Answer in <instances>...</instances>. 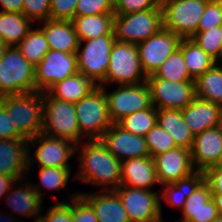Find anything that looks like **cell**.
I'll return each instance as SVG.
<instances>
[{
	"mask_svg": "<svg viewBox=\"0 0 222 222\" xmlns=\"http://www.w3.org/2000/svg\"><path fill=\"white\" fill-rule=\"evenodd\" d=\"M97 85L88 77L77 72L51 86L46 92L57 98L75 104L87 96Z\"/></svg>",
	"mask_w": 222,
	"mask_h": 222,
	"instance_id": "26",
	"label": "cell"
},
{
	"mask_svg": "<svg viewBox=\"0 0 222 222\" xmlns=\"http://www.w3.org/2000/svg\"><path fill=\"white\" fill-rule=\"evenodd\" d=\"M160 185L173 183L196 172L191 160V150L177 147L154 158Z\"/></svg>",
	"mask_w": 222,
	"mask_h": 222,
	"instance_id": "18",
	"label": "cell"
},
{
	"mask_svg": "<svg viewBox=\"0 0 222 222\" xmlns=\"http://www.w3.org/2000/svg\"><path fill=\"white\" fill-rule=\"evenodd\" d=\"M146 83L150 89L152 104L158 110H182L196 97L194 81L174 82L157 78L153 74L147 77Z\"/></svg>",
	"mask_w": 222,
	"mask_h": 222,
	"instance_id": "13",
	"label": "cell"
},
{
	"mask_svg": "<svg viewBox=\"0 0 222 222\" xmlns=\"http://www.w3.org/2000/svg\"><path fill=\"white\" fill-rule=\"evenodd\" d=\"M144 137L151 158L177 148L171 135L159 124H156Z\"/></svg>",
	"mask_w": 222,
	"mask_h": 222,
	"instance_id": "38",
	"label": "cell"
},
{
	"mask_svg": "<svg viewBox=\"0 0 222 222\" xmlns=\"http://www.w3.org/2000/svg\"><path fill=\"white\" fill-rule=\"evenodd\" d=\"M33 25L22 13L0 11V35L8 47H16Z\"/></svg>",
	"mask_w": 222,
	"mask_h": 222,
	"instance_id": "32",
	"label": "cell"
},
{
	"mask_svg": "<svg viewBox=\"0 0 222 222\" xmlns=\"http://www.w3.org/2000/svg\"><path fill=\"white\" fill-rule=\"evenodd\" d=\"M0 173L15 180L28 174V139H0Z\"/></svg>",
	"mask_w": 222,
	"mask_h": 222,
	"instance_id": "20",
	"label": "cell"
},
{
	"mask_svg": "<svg viewBox=\"0 0 222 222\" xmlns=\"http://www.w3.org/2000/svg\"><path fill=\"white\" fill-rule=\"evenodd\" d=\"M157 113L156 107H149L125 116L117 124L131 134L145 136L157 124Z\"/></svg>",
	"mask_w": 222,
	"mask_h": 222,
	"instance_id": "35",
	"label": "cell"
},
{
	"mask_svg": "<svg viewBox=\"0 0 222 222\" xmlns=\"http://www.w3.org/2000/svg\"><path fill=\"white\" fill-rule=\"evenodd\" d=\"M154 75L157 78L174 82L194 81V79L189 75L180 48L167 57Z\"/></svg>",
	"mask_w": 222,
	"mask_h": 222,
	"instance_id": "36",
	"label": "cell"
},
{
	"mask_svg": "<svg viewBox=\"0 0 222 222\" xmlns=\"http://www.w3.org/2000/svg\"><path fill=\"white\" fill-rule=\"evenodd\" d=\"M106 93L109 115L112 123H117L122 118L134 112L154 107L150 89L145 82L137 84L116 85L114 89L107 90V86H101Z\"/></svg>",
	"mask_w": 222,
	"mask_h": 222,
	"instance_id": "11",
	"label": "cell"
},
{
	"mask_svg": "<svg viewBox=\"0 0 222 222\" xmlns=\"http://www.w3.org/2000/svg\"><path fill=\"white\" fill-rule=\"evenodd\" d=\"M21 217L17 219L15 216L11 215L8 212L0 211V222H23V219L20 221Z\"/></svg>",
	"mask_w": 222,
	"mask_h": 222,
	"instance_id": "50",
	"label": "cell"
},
{
	"mask_svg": "<svg viewBox=\"0 0 222 222\" xmlns=\"http://www.w3.org/2000/svg\"><path fill=\"white\" fill-rule=\"evenodd\" d=\"M146 79L137 45L115 41L110 53L106 78L98 86L137 84L145 82Z\"/></svg>",
	"mask_w": 222,
	"mask_h": 222,
	"instance_id": "6",
	"label": "cell"
},
{
	"mask_svg": "<svg viewBox=\"0 0 222 222\" xmlns=\"http://www.w3.org/2000/svg\"><path fill=\"white\" fill-rule=\"evenodd\" d=\"M212 199L217 207L218 214L222 216V194H212Z\"/></svg>",
	"mask_w": 222,
	"mask_h": 222,
	"instance_id": "51",
	"label": "cell"
},
{
	"mask_svg": "<svg viewBox=\"0 0 222 222\" xmlns=\"http://www.w3.org/2000/svg\"><path fill=\"white\" fill-rule=\"evenodd\" d=\"M114 13L113 0H78L75 16Z\"/></svg>",
	"mask_w": 222,
	"mask_h": 222,
	"instance_id": "41",
	"label": "cell"
},
{
	"mask_svg": "<svg viewBox=\"0 0 222 222\" xmlns=\"http://www.w3.org/2000/svg\"><path fill=\"white\" fill-rule=\"evenodd\" d=\"M76 158L78 165L75 166L78 169L73 181L90 184L91 189L99 187L100 191L115 190L121 185L122 162L112 155L100 139L84 140L77 144Z\"/></svg>",
	"mask_w": 222,
	"mask_h": 222,
	"instance_id": "1",
	"label": "cell"
},
{
	"mask_svg": "<svg viewBox=\"0 0 222 222\" xmlns=\"http://www.w3.org/2000/svg\"><path fill=\"white\" fill-rule=\"evenodd\" d=\"M22 56L36 67L45 54L50 50L43 30L37 26L31 28L24 39L16 46Z\"/></svg>",
	"mask_w": 222,
	"mask_h": 222,
	"instance_id": "34",
	"label": "cell"
},
{
	"mask_svg": "<svg viewBox=\"0 0 222 222\" xmlns=\"http://www.w3.org/2000/svg\"><path fill=\"white\" fill-rule=\"evenodd\" d=\"M209 0H161L163 27L181 38L198 32L199 21Z\"/></svg>",
	"mask_w": 222,
	"mask_h": 222,
	"instance_id": "9",
	"label": "cell"
},
{
	"mask_svg": "<svg viewBox=\"0 0 222 222\" xmlns=\"http://www.w3.org/2000/svg\"><path fill=\"white\" fill-rule=\"evenodd\" d=\"M114 191L119 195L130 222H155L163 218L159 190L120 185Z\"/></svg>",
	"mask_w": 222,
	"mask_h": 222,
	"instance_id": "12",
	"label": "cell"
},
{
	"mask_svg": "<svg viewBox=\"0 0 222 222\" xmlns=\"http://www.w3.org/2000/svg\"><path fill=\"white\" fill-rule=\"evenodd\" d=\"M2 12L22 13L23 0H0Z\"/></svg>",
	"mask_w": 222,
	"mask_h": 222,
	"instance_id": "48",
	"label": "cell"
},
{
	"mask_svg": "<svg viewBox=\"0 0 222 222\" xmlns=\"http://www.w3.org/2000/svg\"><path fill=\"white\" fill-rule=\"evenodd\" d=\"M76 145L71 140L52 137L42 132L28 139L27 176H33L31 172L36 165L39 167L72 168L70 160L74 155L76 156Z\"/></svg>",
	"mask_w": 222,
	"mask_h": 222,
	"instance_id": "2",
	"label": "cell"
},
{
	"mask_svg": "<svg viewBox=\"0 0 222 222\" xmlns=\"http://www.w3.org/2000/svg\"><path fill=\"white\" fill-rule=\"evenodd\" d=\"M42 133L80 144L86 140L79 131L73 103L51 97L43 92Z\"/></svg>",
	"mask_w": 222,
	"mask_h": 222,
	"instance_id": "5",
	"label": "cell"
},
{
	"mask_svg": "<svg viewBox=\"0 0 222 222\" xmlns=\"http://www.w3.org/2000/svg\"><path fill=\"white\" fill-rule=\"evenodd\" d=\"M211 222H222V216L218 215L215 219H213Z\"/></svg>",
	"mask_w": 222,
	"mask_h": 222,
	"instance_id": "54",
	"label": "cell"
},
{
	"mask_svg": "<svg viewBox=\"0 0 222 222\" xmlns=\"http://www.w3.org/2000/svg\"><path fill=\"white\" fill-rule=\"evenodd\" d=\"M77 72L76 53L49 50L35 67L36 90L46 92L57 82Z\"/></svg>",
	"mask_w": 222,
	"mask_h": 222,
	"instance_id": "14",
	"label": "cell"
},
{
	"mask_svg": "<svg viewBox=\"0 0 222 222\" xmlns=\"http://www.w3.org/2000/svg\"><path fill=\"white\" fill-rule=\"evenodd\" d=\"M220 128L222 130V112H221Z\"/></svg>",
	"mask_w": 222,
	"mask_h": 222,
	"instance_id": "58",
	"label": "cell"
},
{
	"mask_svg": "<svg viewBox=\"0 0 222 222\" xmlns=\"http://www.w3.org/2000/svg\"><path fill=\"white\" fill-rule=\"evenodd\" d=\"M222 151V130L215 126L194 136L191 160L196 171L204 172L215 166Z\"/></svg>",
	"mask_w": 222,
	"mask_h": 222,
	"instance_id": "19",
	"label": "cell"
},
{
	"mask_svg": "<svg viewBox=\"0 0 222 222\" xmlns=\"http://www.w3.org/2000/svg\"><path fill=\"white\" fill-rule=\"evenodd\" d=\"M100 141L119 161L150 156L144 136L131 134L113 123Z\"/></svg>",
	"mask_w": 222,
	"mask_h": 222,
	"instance_id": "16",
	"label": "cell"
},
{
	"mask_svg": "<svg viewBox=\"0 0 222 222\" xmlns=\"http://www.w3.org/2000/svg\"><path fill=\"white\" fill-rule=\"evenodd\" d=\"M3 105V96H0V108L2 107Z\"/></svg>",
	"mask_w": 222,
	"mask_h": 222,
	"instance_id": "57",
	"label": "cell"
},
{
	"mask_svg": "<svg viewBox=\"0 0 222 222\" xmlns=\"http://www.w3.org/2000/svg\"><path fill=\"white\" fill-rule=\"evenodd\" d=\"M163 28L161 4L152 10L116 14L111 22V34L115 41L141 43Z\"/></svg>",
	"mask_w": 222,
	"mask_h": 222,
	"instance_id": "3",
	"label": "cell"
},
{
	"mask_svg": "<svg viewBox=\"0 0 222 222\" xmlns=\"http://www.w3.org/2000/svg\"><path fill=\"white\" fill-rule=\"evenodd\" d=\"M2 107L10 114L16 129L30 139L42 132L43 93H29L3 96Z\"/></svg>",
	"mask_w": 222,
	"mask_h": 222,
	"instance_id": "4",
	"label": "cell"
},
{
	"mask_svg": "<svg viewBox=\"0 0 222 222\" xmlns=\"http://www.w3.org/2000/svg\"><path fill=\"white\" fill-rule=\"evenodd\" d=\"M181 40L180 36L163 27L137 44L142 68L147 77L155 74L167 57L179 48Z\"/></svg>",
	"mask_w": 222,
	"mask_h": 222,
	"instance_id": "15",
	"label": "cell"
},
{
	"mask_svg": "<svg viewBox=\"0 0 222 222\" xmlns=\"http://www.w3.org/2000/svg\"><path fill=\"white\" fill-rule=\"evenodd\" d=\"M194 82L196 97L222 106V63H216Z\"/></svg>",
	"mask_w": 222,
	"mask_h": 222,
	"instance_id": "33",
	"label": "cell"
},
{
	"mask_svg": "<svg viewBox=\"0 0 222 222\" xmlns=\"http://www.w3.org/2000/svg\"><path fill=\"white\" fill-rule=\"evenodd\" d=\"M31 179V177L27 176L26 178L16 180L10 187L9 193L3 199L6 202L5 204L10 207V210L7 212H11L10 214L16 218L24 216L26 219L33 218L32 220H36L40 218L42 210H44V201L32 187ZM26 180L27 182H24Z\"/></svg>",
	"mask_w": 222,
	"mask_h": 222,
	"instance_id": "17",
	"label": "cell"
},
{
	"mask_svg": "<svg viewBox=\"0 0 222 222\" xmlns=\"http://www.w3.org/2000/svg\"><path fill=\"white\" fill-rule=\"evenodd\" d=\"M179 48L189 75L194 80L217 63L191 38H182Z\"/></svg>",
	"mask_w": 222,
	"mask_h": 222,
	"instance_id": "31",
	"label": "cell"
},
{
	"mask_svg": "<svg viewBox=\"0 0 222 222\" xmlns=\"http://www.w3.org/2000/svg\"><path fill=\"white\" fill-rule=\"evenodd\" d=\"M164 222H166V220L164 221ZM171 222V221H170ZM174 222H190L189 220H183V219H181V220H177V221H174Z\"/></svg>",
	"mask_w": 222,
	"mask_h": 222,
	"instance_id": "56",
	"label": "cell"
},
{
	"mask_svg": "<svg viewBox=\"0 0 222 222\" xmlns=\"http://www.w3.org/2000/svg\"><path fill=\"white\" fill-rule=\"evenodd\" d=\"M79 193L95 211L98 222H130L126 209L114 190Z\"/></svg>",
	"mask_w": 222,
	"mask_h": 222,
	"instance_id": "23",
	"label": "cell"
},
{
	"mask_svg": "<svg viewBox=\"0 0 222 222\" xmlns=\"http://www.w3.org/2000/svg\"><path fill=\"white\" fill-rule=\"evenodd\" d=\"M73 168H58V167H39L38 179L39 182L31 183L32 187L38 192L40 198L44 201L45 191H62L63 189L67 193V200H71L77 197L79 192H69L68 184L70 181ZM67 186V187H66ZM45 189V190H44ZM70 193V194H69Z\"/></svg>",
	"mask_w": 222,
	"mask_h": 222,
	"instance_id": "28",
	"label": "cell"
},
{
	"mask_svg": "<svg viewBox=\"0 0 222 222\" xmlns=\"http://www.w3.org/2000/svg\"><path fill=\"white\" fill-rule=\"evenodd\" d=\"M37 24L44 32L50 50L77 52L80 41L71 20L48 19Z\"/></svg>",
	"mask_w": 222,
	"mask_h": 222,
	"instance_id": "24",
	"label": "cell"
},
{
	"mask_svg": "<svg viewBox=\"0 0 222 222\" xmlns=\"http://www.w3.org/2000/svg\"><path fill=\"white\" fill-rule=\"evenodd\" d=\"M215 166L222 167V151H221L220 157H219V159L217 161V164Z\"/></svg>",
	"mask_w": 222,
	"mask_h": 222,
	"instance_id": "52",
	"label": "cell"
},
{
	"mask_svg": "<svg viewBox=\"0 0 222 222\" xmlns=\"http://www.w3.org/2000/svg\"><path fill=\"white\" fill-rule=\"evenodd\" d=\"M35 67L15 46L6 48L0 60V96L34 92Z\"/></svg>",
	"mask_w": 222,
	"mask_h": 222,
	"instance_id": "7",
	"label": "cell"
},
{
	"mask_svg": "<svg viewBox=\"0 0 222 222\" xmlns=\"http://www.w3.org/2000/svg\"><path fill=\"white\" fill-rule=\"evenodd\" d=\"M6 48L7 47H0V60L3 58Z\"/></svg>",
	"mask_w": 222,
	"mask_h": 222,
	"instance_id": "53",
	"label": "cell"
},
{
	"mask_svg": "<svg viewBox=\"0 0 222 222\" xmlns=\"http://www.w3.org/2000/svg\"><path fill=\"white\" fill-rule=\"evenodd\" d=\"M163 220H164V219L161 218V219H159V220H157V221H155V222H164Z\"/></svg>",
	"mask_w": 222,
	"mask_h": 222,
	"instance_id": "60",
	"label": "cell"
},
{
	"mask_svg": "<svg viewBox=\"0 0 222 222\" xmlns=\"http://www.w3.org/2000/svg\"><path fill=\"white\" fill-rule=\"evenodd\" d=\"M114 42L112 35L79 42L76 52L78 72L90 78L97 86L106 78Z\"/></svg>",
	"mask_w": 222,
	"mask_h": 222,
	"instance_id": "10",
	"label": "cell"
},
{
	"mask_svg": "<svg viewBox=\"0 0 222 222\" xmlns=\"http://www.w3.org/2000/svg\"><path fill=\"white\" fill-rule=\"evenodd\" d=\"M78 0H50V20H72Z\"/></svg>",
	"mask_w": 222,
	"mask_h": 222,
	"instance_id": "45",
	"label": "cell"
},
{
	"mask_svg": "<svg viewBox=\"0 0 222 222\" xmlns=\"http://www.w3.org/2000/svg\"><path fill=\"white\" fill-rule=\"evenodd\" d=\"M191 39L217 63H222V26H215L207 31H198Z\"/></svg>",
	"mask_w": 222,
	"mask_h": 222,
	"instance_id": "37",
	"label": "cell"
},
{
	"mask_svg": "<svg viewBox=\"0 0 222 222\" xmlns=\"http://www.w3.org/2000/svg\"><path fill=\"white\" fill-rule=\"evenodd\" d=\"M72 222H98L91 205L79 194L71 199Z\"/></svg>",
	"mask_w": 222,
	"mask_h": 222,
	"instance_id": "44",
	"label": "cell"
},
{
	"mask_svg": "<svg viewBox=\"0 0 222 222\" xmlns=\"http://www.w3.org/2000/svg\"><path fill=\"white\" fill-rule=\"evenodd\" d=\"M56 204L50 205L45 214L42 211L40 219L43 222H72L71 200H57Z\"/></svg>",
	"mask_w": 222,
	"mask_h": 222,
	"instance_id": "42",
	"label": "cell"
},
{
	"mask_svg": "<svg viewBox=\"0 0 222 222\" xmlns=\"http://www.w3.org/2000/svg\"><path fill=\"white\" fill-rule=\"evenodd\" d=\"M0 139H26L11 121L10 114L0 108Z\"/></svg>",
	"mask_w": 222,
	"mask_h": 222,
	"instance_id": "46",
	"label": "cell"
},
{
	"mask_svg": "<svg viewBox=\"0 0 222 222\" xmlns=\"http://www.w3.org/2000/svg\"><path fill=\"white\" fill-rule=\"evenodd\" d=\"M33 222H43V221L39 218V219L33 220Z\"/></svg>",
	"mask_w": 222,
	"mask_h": 222,
	"instance_id": "59",
	"label": "cell"
},
{
	"mask_svg": "<svg viewBox=\"0 0 222 222\" xmlns=\"http://www.w3.org/2000/svg\"><path fill=\"white\" fill-rule=\"evenodd\" d=\"M114 13L75 16L71 21L79 41L90 40L99 36L112 35L111 22Z\"/></svg>",
	"mask_w": 222,
	"mask_h": 222,
	"instance_id": "30",
	"label": "cell"
},
{
	"mask_svg": "<svg viewBox=\"0 0 222 222\" xmlns=\"http://www.w3.org/2000/svg\"><path fill=\"white\" fill-rule=\"evenodd\" d=\"M80 134L86 140L100 139L113 124L109 115L105 90L95 87L74 104Z\"/></svg>",
	"mask_w": 222,
	"mask_h": 222,
	"instance_id": "8",
	"label": "cell"
},
{
	"mask_svg": "<svg viewBox=\"0 0 222 222\" xmlns=\"http://www.w3.org/2000/svg\"><path fill=\"white\" fill-rule=\"evenodd\" d=\"M181 112L194 136L208 128L220 126L222 106L208 100L195 97Z\"/></svg>",
	"mask_w": 222,
	"mask_h": 222,
	"instance_id": "21",
	"label": "cell"
},
{
	"mask_svg": "<svg viewBox=\"0 0 222 222\" xmlns=\"http://www.w3.org/2000/svg\"><path fill=\"white\" fill-rule=\"evenodd\" d=\"M161 0H115L114 15L156 9Z\"/></svg>",
	"mask_w": 222,
	"mask_h": 222,
	"instance_id": "43",
	"label": "cell"
},
{
	"mask_svg": "<svg viewBox=\"0 0 222 222\" xmlns=\"http://www.w3.org/2000/svg\"><path fill=\"white\" fill-rule=\"evenodd\" d=\"M157 124L171 135L177 147L191 150L194 142V135L186 125L181 110H158Z\"/></svg>",
	"mask_w": 222,
	"mask_h": 222,
	"instance_id": "29",
	"label": "cell"
},
{
	"mask_svg": "<svg viewBox=\"0 0 222 222\" xmlns=\"http://www.w3.org/2000/svg\"><path fill=\"white\" fill-rule=\"evenodd\" d=\"M203 181L204 172L196 171L184 179L174 181L173 183L162 184V190L160 191V205H162L163 199V201L167 202L170 207H176L181 211L187 198Z\"/></svg>",
	"mask_w": 222,
	"mask_h": 222,
	"instance_id": "27",
	"label": "cell"
},
{
	"mask_svg": "<svg viewBox=\"0 0 222 222\" xmlns=\"http://www.w3.org/2000/svg\"><path fill=\"white\" fill-rule=\"evenodd\" d=\"M15 181L13 177L0 173V200L9 193L10 187Z\"/></svg>",
	"mask_w": 222,
	"mask_h": 222,
	"instance_id": "49",
	"label": "cell"
},
{
	"mask_svg": "<svg viewBox=\"0 0 222 222\" xmlns=\"http://www.w3.org/2000/svg\"><path fill=\"white\" fill-rule=\"evenodd\" d=\"M222 26V0H209L199 21L198 31Z\"/></svg>",
	"mask_w": 222,
	"mask_h": 222,
	"instance_id": "39",
	"label": "cell"
},
{
	"mask_svg": "<svg viewBox=\"0 0 222 222\" xmlns=\"http://www.w3.org/2000/svg\"><path fill=\"white\" fill-rule=\"evenodd\" d=\"M181 213V219L190 222H211L219 215L210 187L205 181L187 198Z\"/></svg>",
	"mask_w": 222,
	"mask_h": 222,
	"instance_id": "25",
	"label": "cell"
},
{
	"mask_svg": "<svg viewBox=\"0 0 222 222\" xmlns=\"http://www.w3.org/2000/svg\"><path fill=\"white\" fill-rule=\"evenodd\" d=\"M22 14L33 23L48 20L50 17V0H23Z\"/></svg>",
	"mask_w": 222,
	"mask_h": 222,
	"instance_id": "40",
	"label": "cell"
},
{
	"mask_svg": "<svg viewBox=\"0 0 222 222\" xmlns=\"http://www.w3.org/2000/svg\"><path fill=\"white\" fill-rule=\"evenodd\" d=\"M204 181L212 194H222V167L212 166L204 171Z\"/></svg>",
	"mask_w": 222,
	"mask_h": 222,
	"instance_id": "47",
	"label": "cell"
},
{
	"mask_svg": "<svg viewBox=\"0 0 222 222\" xmlns=\"http://www.w3.org/2000/svg\"><path fill=\"white\" fill-rule=\"evenodd\" d=\"M0 47H8V46H6V44H5L1 35H0Z\"/></svg>",
	"mask_w": 222,
	"mask_h": 222,
	"instance_id": "55",
	"label": "cell"
},
{
	"mask_svg": "<svg viewBox=\"0 0 222 222\" xmlns=\"http://www.w3.org/2000/svg\"><path fill=\"white\" fill-rule=\"evenodd\" d=\"M121 185L147 190H151L157 185L161 186L154 159L147 156L123 161L121 166Z\"/></svg>",
	"mask_w": 222,
	"mask_h": 222,
	"instance_id": "22",
	"label": "cell"
}]
</instances>
